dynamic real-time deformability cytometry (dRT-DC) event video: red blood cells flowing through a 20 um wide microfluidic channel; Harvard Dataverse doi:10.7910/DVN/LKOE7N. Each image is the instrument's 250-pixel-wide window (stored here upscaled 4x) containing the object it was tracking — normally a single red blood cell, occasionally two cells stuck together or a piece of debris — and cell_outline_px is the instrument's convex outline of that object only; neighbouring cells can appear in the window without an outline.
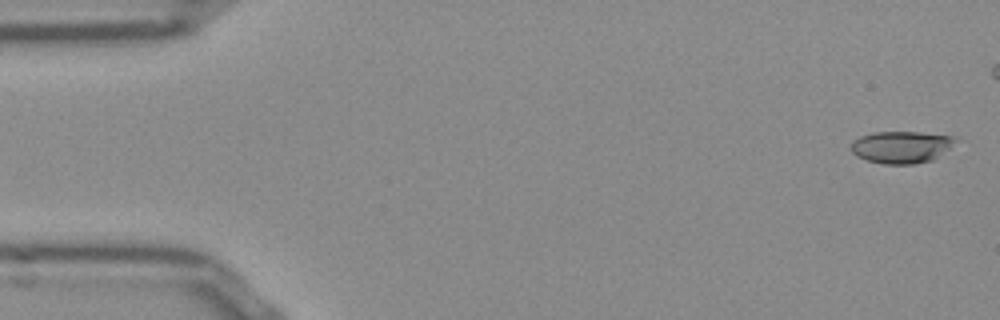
{"species": "Egyptian fruit bat (a non-hibernating species)", "species_latin": "Rousettus aegyptiacus", "temperature_condition": "room temperature", "stored_images_in_passage": 45, "camera_frame_rate_fps": 3000, "um_per_image_px": 0.085, "frame": {"image": 1, "passage_image": 1, "time_ms": 0.0, "image_size_px": [1000, 320], "cell_outline_px": [[956, 140], [948, 148], [932, 160], [916, 164], [884, 164], [868, 160], [856, 156], [852, 152], [852, 140], [860, 136], [872, 132], [920, 132], [956, 136]], "centroid_in_image_um": [76.59, 12.49], "position_along_channel_um": 8.4, "area_um2": 19.42}}
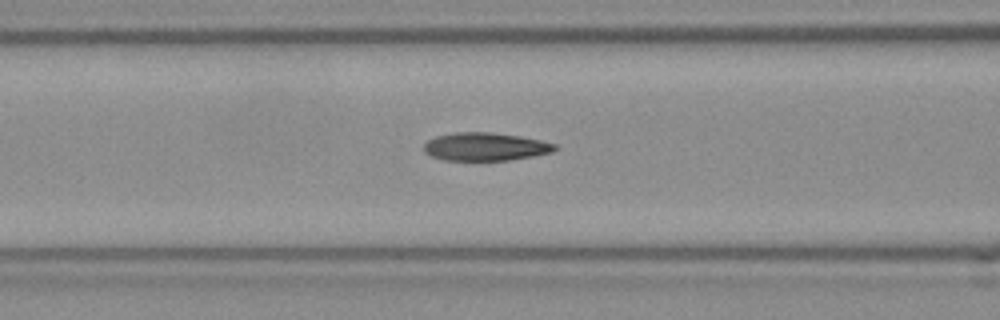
{"frame": {"image": 2, "passage_image": 20, "time_ms": 6.333, "image_size_px": [1000, 320], "cell_outline_px": [[556, 148], [552, 152], [532, 156], [508, 160], [444, 160], [432, 156], [424, 152], [424, 144], [428, 140], [436, 136], [456, 132], [492, 132], [520, 136], [540, 140], [556, 144]], "centroid_in_image_um": [41.23, 12.46], "position_along_channel_um": 125.4, "area_um2": 21.33}}
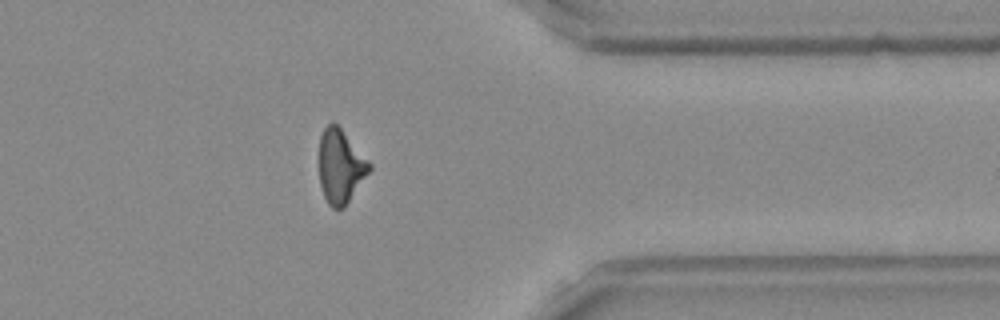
{"frame": {"image": 3, "passage_image": 41, "time_ms": 13.333, "image_size_px": [1000, 320], "cell_outline_px": [[372, 168], [344, 208], [332, 208], [328, 204], [324, 196], [320, 184], [320, 136], [324, 128], [332, 120], [340, 128], [372, 164]], "centroid_in_image_um": [28.95, 14.15], "position_along_channel_um": 382.5, "area_um2": 21.39}, "authors_computed_cell_mechanics": {"area_um2": 21.4438, "velocity_mm_per_s": 3.8763, "shape_relaxation_time_tau1_ms": null, "shape_relaxation_time_tau2_ms": 3.8974, "deformation_change_tau1": null, "deformation_change_tau2": 0.1137}}